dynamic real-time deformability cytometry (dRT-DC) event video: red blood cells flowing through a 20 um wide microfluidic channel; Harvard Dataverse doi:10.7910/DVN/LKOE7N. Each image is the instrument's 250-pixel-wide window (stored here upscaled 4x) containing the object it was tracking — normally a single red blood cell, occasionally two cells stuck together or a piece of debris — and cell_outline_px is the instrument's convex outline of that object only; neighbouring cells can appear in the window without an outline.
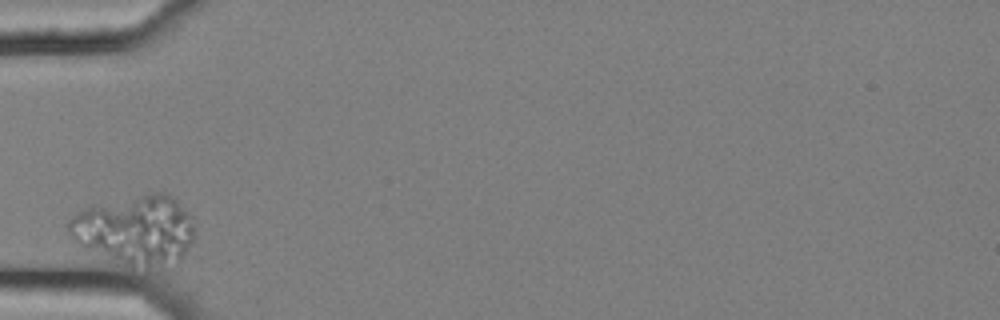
{"species": "common noctule bat (a hibernating species)", "species_latin": "Nyctalus noctula", "temperature_condition": "cold", "stored_images_in_passage": 1, "camera_frame_rate_fps": 3000, "um_per_image_px": 0.085, "animal": {"sex": "female", "body_mass_g": 25.1}, "frame": {"image": 1, "passage_image": 1, "time_ms": 0.0, "image_size_px": [1000, 320], "cell_outline_px": [[192, 244], [180, 260], [176, 264], [148, 268], [128, 264], [84, 248], [76, 244], [72, 240], [64, 224], [80, 208], [152, 192], [164, 192], [172, 196], [192, 216]], "centroid_in_image_um": [11.48, 19.53], "position_along_channel_um": 73.5, "area_um2": 51.04}}